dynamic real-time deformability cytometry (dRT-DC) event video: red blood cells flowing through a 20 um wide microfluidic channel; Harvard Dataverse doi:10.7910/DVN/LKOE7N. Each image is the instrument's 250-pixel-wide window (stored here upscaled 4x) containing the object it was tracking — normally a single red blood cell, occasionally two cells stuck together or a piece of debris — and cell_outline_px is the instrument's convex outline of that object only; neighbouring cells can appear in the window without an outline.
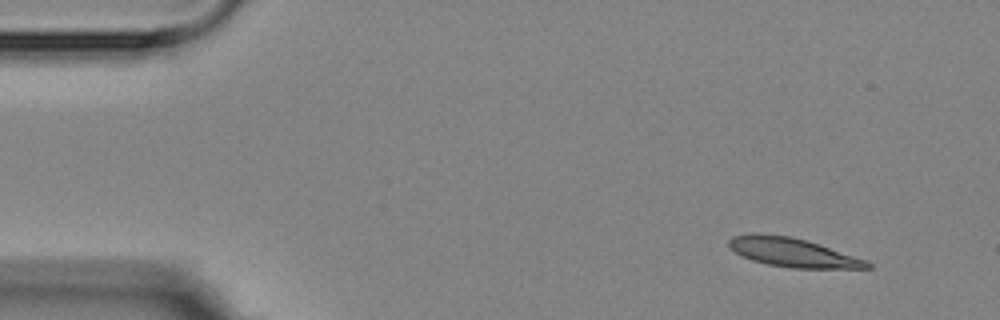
{"species": "Egyptian fruit bat (a non-hibernating species)", "species_latin": "Rousettus aegyptiacus", "temperature_condition": "room temperature", "stored_images_in_passage": 4, "camera_frame_rate_fps": 3000, "um_per_image_px": 0.085, "animal": {"sex": "female"}, "frame": {"image": 1, "passage_image": 1, "time_ms": 0.0, "image_size_px": [1000, 320], "cell_outline_px": [[872, 268], [792, 268], [768, 264], [752, 260], [736, 252], [728, 244], [728, 240], [732, 236], [788, 236], [808, 240], [868, 260], [872, 264]], "centroid_in_image_um": [67.52, 21.5], "position_along_channel_um": 17.5, "area_um2": 22.54}}
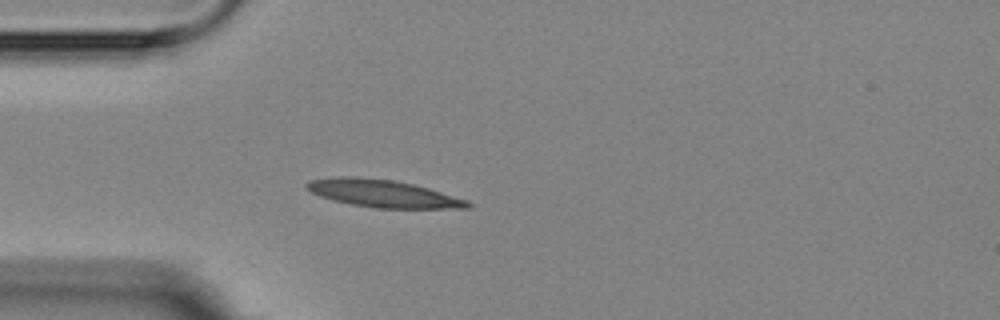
{"frame": {"image": 2, "passage_image": 4, "time_ms": 3.333, "image_size_px": [1000, 320], "cell_outline_px": [[472, 204], [468, 208], [376, 208], [352, 204], [320, 196], [304, 188], [304, 184], [308, 180], [336, 176], [356, 176], [392, 180], [412, 184], [428, 188], [468, 200]], "centroid_in_image_um": [32.51, 16.43], "position_along_channel_um": 52.5, "area_um2": 25.66}}